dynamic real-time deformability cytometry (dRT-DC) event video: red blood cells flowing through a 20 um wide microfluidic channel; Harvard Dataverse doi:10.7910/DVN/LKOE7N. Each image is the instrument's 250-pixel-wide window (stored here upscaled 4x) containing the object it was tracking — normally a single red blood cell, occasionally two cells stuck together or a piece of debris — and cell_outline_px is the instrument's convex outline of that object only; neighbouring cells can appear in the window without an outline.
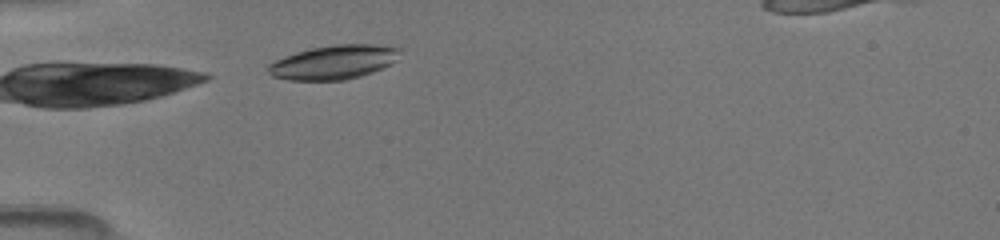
{"species": "common noctule bat (a hibernating species)", "species_latin": "Nyctalus noctula", "temperature_condition": "room temperature", "stored_images_in_passage": 4, "camera_frame_rate_fps": 3000, "um_per_image_px": 0.085, "animal": {"sex": "female", "body_mass_g": 19.5, "forearm_length_mm": 54.1}, "frame": {"image": 1, "passage_image": 1, "time_ms": 0.0, "image_size_px": [1000, 240], "cell_outline_px": [[400, 48], [396, 60], [372, 72], [360, 76], [344, 80], [288, 80], [272, 76], [268, 72], [268, 64], [284, 56], [296, 52], [312, 48], [336, 44], [372, 44]], "centroid_in_image_um": [28.32, 5.29], "position_along_channel_um": 56.7, "area_um2": 25.84}}
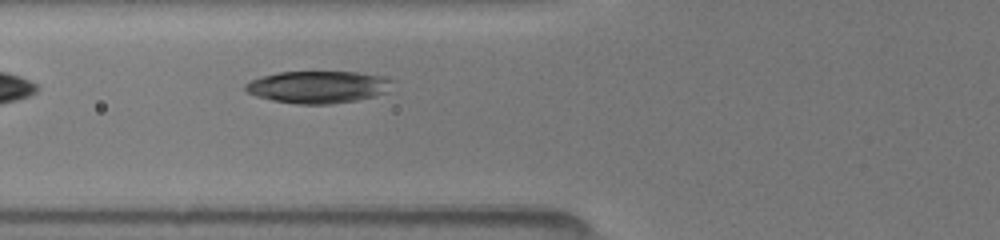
{"frame": {"image": 2, "passage_image": 4, "time_ms": 1.333, "image_size_px": [1000, 240], "cell_outline_px": [[392, 80], [384, 92], [372, 96], [356, 100], [328, 104], [296, 104], [272, 100], [256, 96], [248, 92], [244, 88], [244, 84], [252, 80], [276, 72], [356, 72], [388, 76]], "centroid_in_image_um": [27.0, 7.38], "position_along_channel_um": 98.8, "area_um2": 27.28}}